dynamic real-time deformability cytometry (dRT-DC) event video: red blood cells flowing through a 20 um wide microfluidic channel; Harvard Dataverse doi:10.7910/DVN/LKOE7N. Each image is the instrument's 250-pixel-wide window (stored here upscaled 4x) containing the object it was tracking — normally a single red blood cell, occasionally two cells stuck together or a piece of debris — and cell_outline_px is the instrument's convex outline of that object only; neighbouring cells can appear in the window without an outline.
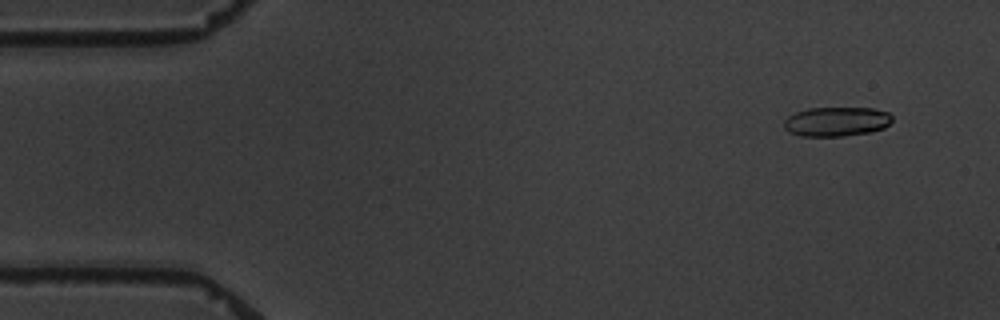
{"species": "common noctule bat (a hibernating species)", "species_latin": "Nyctalus noctula", "temperature_condition": "warm", "stored_images_in_passage": 6, "camera_frame_rate_fps": 3000, "um_per_image_px": 0.085, "animal": {"sex": "male", "body_mass_g": 19.5, "forearm_length_mm": 54.6}, "frame": {"image": 1, "passage_image": 1, "time_ms": 0.0, "image_size_px": [1000, 320], "cell_outline_px": [[892, 120], [884, 128], [872, 132], [844, 136], [800, 136], [788, 132], [784, 128], [784, 120], [788, 116], [796, 112], [808, 108], [872, 108], [888, 112], [892, 116]], "centroid_in_image_um": [71.09, 10.34], "position_along_channel_um": 13.9, "area_um2": 18.67}}